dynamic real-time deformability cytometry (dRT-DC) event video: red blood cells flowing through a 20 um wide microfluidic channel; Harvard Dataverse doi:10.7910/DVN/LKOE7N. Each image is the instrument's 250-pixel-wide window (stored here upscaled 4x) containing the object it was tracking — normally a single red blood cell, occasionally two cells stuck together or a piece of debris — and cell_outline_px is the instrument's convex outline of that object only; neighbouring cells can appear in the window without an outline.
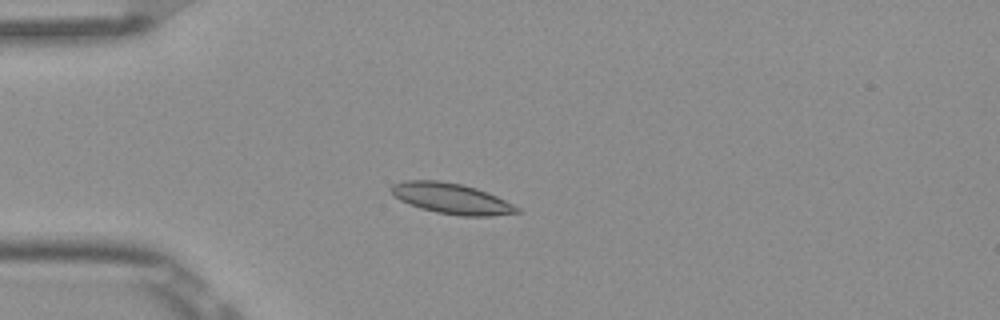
{"species": "Egyptian fruit bat (a non-hibernating species)", "species_latin": "Rousettus aegyptiacus", "temperature_condition": "room temperature", "stored_images_in_passage": 7, "camera_frame_rate_fps": 3000, "um_per_image_px": 0.085, "frame": {"image": 1, "passage_image": 4, "time_ms": 1.0, "image_size_px": [1000, 320], "cell_outline_px": [[520, 212], [492, 216], [460, 216], [436, 212], [420, 208], [400, 200], [388, 188], [392, 184], [404, 180], [440, 180], [460, 184], [476, 188], [496, 196], [520, 208]], "centroid_in_image_um": [38.35, 16.87], "position_along_channel_um": 46.7, "area_um2": 22.37}}
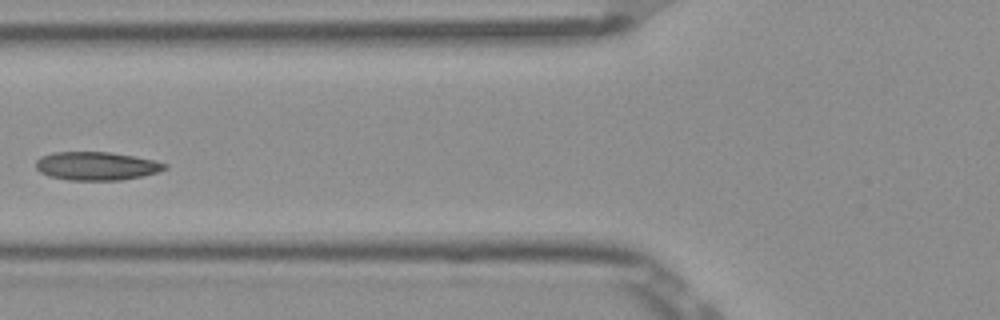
{"frame": {"image": 2, "passage_image": 6, "time_ms": 1.667, "image_size_px": [1000, 320], "cell_outline_px": [[168, 168], [144, 176], [120, 180], [68, 180], [48, 176], [40, 172], [36, 168], [36, 160], [40, 156], [56, 152], [108, 152], [156, 160], [168, 164]], "centroid_in_image_um": [8.2, 14.11], "position_along_channel_um": 117.6, "area_um2": 21.39}}
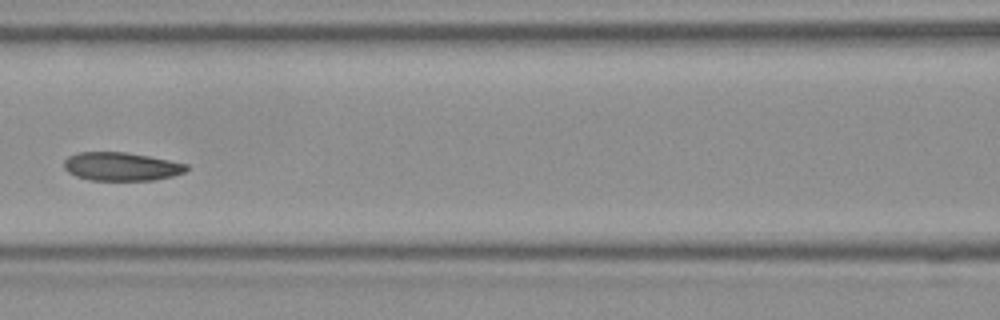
{"frame": {"image": 3, "passage_image": 7, "time_ms": 2.0, "image_size_px": [1000, 320], "cell_outline_px": [[188, 168], [184, 172], [172, 176], [152, 180], [88, 180], [76, 176], [68, 172], [64, 168], [64, 160], [68, 156], [76, 152], [124, 152], [148, 156], [188, 164]], "centroid_in_image_um": [10.27, 14.15], "position_along_channel_um": 156.3, "area_um2": 20.23}}